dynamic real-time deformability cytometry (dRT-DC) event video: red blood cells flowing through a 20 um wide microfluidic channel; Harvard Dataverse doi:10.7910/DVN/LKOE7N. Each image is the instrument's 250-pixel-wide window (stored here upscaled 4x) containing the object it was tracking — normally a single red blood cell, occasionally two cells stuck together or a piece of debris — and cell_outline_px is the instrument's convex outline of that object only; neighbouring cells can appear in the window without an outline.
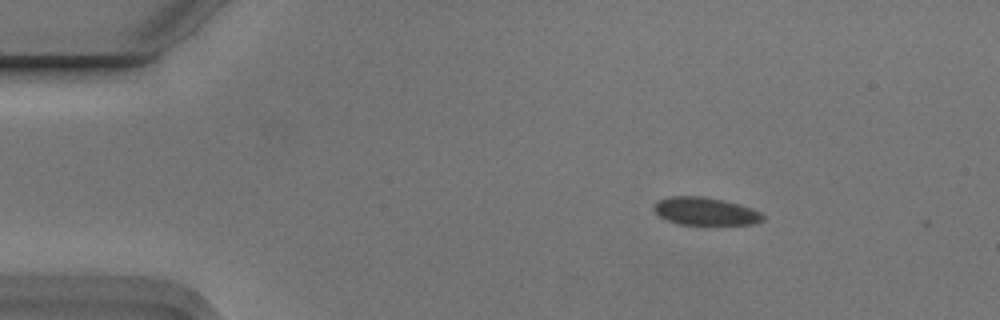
{"species": "Egyptian fruit bat (a non-hibernating species)", "species_latin": "Rousettus aegyptiacus", "temperature_condition": "cold", "stored_images_in_passage": 2, "camera_frame_rate_fps": 3000, "um_per_image_px": 0.085, "animal": {"sex": "male"}, "frame": {"image": 1, "passage_image": 1, "time_ms": 0.0, "image_size_px": [1000, 320], "cell_outline_px": [[764, 220], [756, 224], [676, 224], [660, 216], [652, 208], [656, 200], [668, 196], [704, 196], [724, 200], [760, 212], [764, 216]], "centroid_in_image_um": [59.9, 17.95], "position_along_channel_um": 25.1, "area_um2": 17.57}}